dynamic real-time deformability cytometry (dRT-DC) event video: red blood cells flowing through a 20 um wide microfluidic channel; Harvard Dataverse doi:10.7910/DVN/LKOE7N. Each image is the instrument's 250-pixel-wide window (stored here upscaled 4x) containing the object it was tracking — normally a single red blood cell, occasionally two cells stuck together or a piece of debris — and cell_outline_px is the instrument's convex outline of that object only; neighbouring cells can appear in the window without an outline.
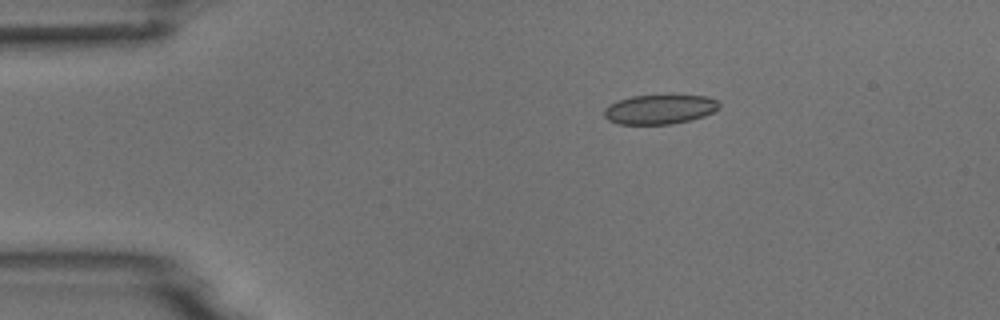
{"species": "common noctule bat (a hibernating species)", "species_latin": "Nyctalus noctula", "temperature_condition": "room temperature", "stored_images_in_passage": 6, "camera_frame_rate_fps": 3000, "um_per_image_px": 0.085, "animal": {"sex": "male", "body_mass_g": 18.8}, "frame": {"image": 1, "passage_image": 3, "time_ms": 3.0, "image_size_px": [1000, 320], "cell_outline_px": [[720, 108], [704, 116], [672, 124], [616, 124], [608, 120], [604, 116], [604, 108], [620, 100], [632, 96], [668, 92], [708, 96], [716, 100], [720, 104]], "centroid_in_image_um": [56.12, 9.24], "position_along_channel_um": 28.9, "area_um2": 20.58}}
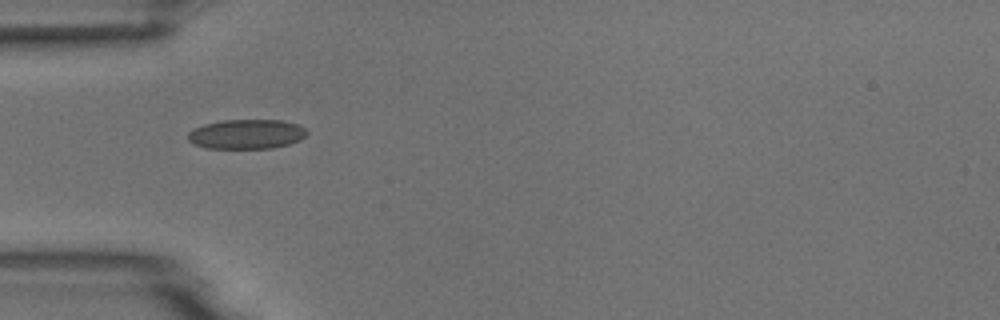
{"frame": {"image": 2, "passage_image": 5, "time_ms": 5.333, "image_size_px": [1000, 320], "cell_outline_px": [[308, 132], [300, 140], [288, 144], [272, 148], [204, 148], [192, 144], [188, 140], [188, 132], [204, 124], [224, 120], [280, 120], [296, 124], [304, 128]], "centroid_in_image_um": [20.93, 11.41], "position_along_channel_um": 64.1, "area_um2": 20.4}}